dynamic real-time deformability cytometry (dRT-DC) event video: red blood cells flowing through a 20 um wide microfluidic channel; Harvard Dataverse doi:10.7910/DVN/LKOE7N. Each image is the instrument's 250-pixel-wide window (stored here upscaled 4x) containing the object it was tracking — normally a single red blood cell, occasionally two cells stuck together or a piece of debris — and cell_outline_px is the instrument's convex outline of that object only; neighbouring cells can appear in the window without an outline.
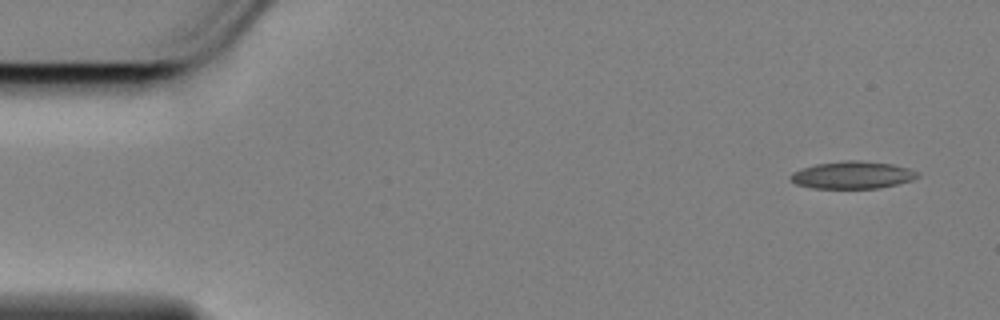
{"species": "Egyptian fruit bat (a non-hibernating species)", "species_latin": "Rousettus aegyptiacus", "temperature_condition": "cold", "stored_images_in_passage": 55, "camera_frame_rate_fps": 3000, "um_per_image_px": 0.085, "animal": {"sex": "female"}, "frame": {"image": 1, "passage_image": 1, "time_ms": 0.0, "image_size_px": [1000, 320], "cell_outline_px": [[920, 176], [912, 180], [880, 188], [812, 188], [796, 184], [792, 180], [792, 172], [816, 164], [844, 160], [856, 160], [892, 164], [908, 168], [916, 172]], "centroid_in_image_um": [72.47, 14.88], "position_along_channel_um": 12.5, "area_um2": 20.0}}
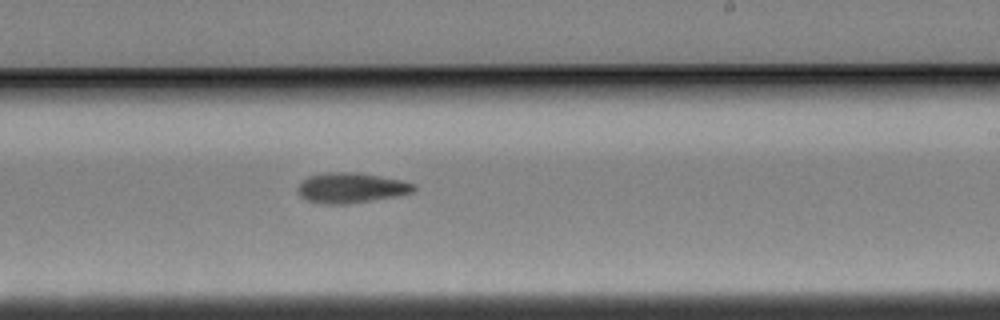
{"frame": {"image": 2, "passage_image": 32, "time_ms": 10.333, "image_size_px": [1000, 320], "cell_outline_px": [[416, 188], [412, 192], [396, 196], [348, 204], [324, 204], [308, 200], [300, 196], [296, 188], [308, 176], [328, 172], [356, 172], [380, 176], [400, 180], [416, 184]], "centroid_in_image_um": [29.84, 15.96], "position_along_channel_um": 259.2, "area_um2": 20.35}}
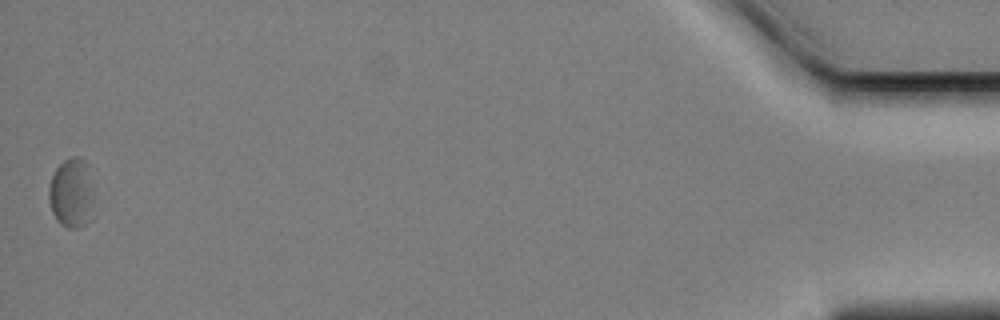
{"frame": {"image": 3, "passage_image": 55, "time_ms": 18.0, "image_size_px": [1000, 320], "cell_outline_px": [[92, 200], [84, 224], [76, 228], [68, 228], [60, 224], [56, 220], [52, 212], [48, 200], [48, 188], [52, 176], [56, 168], [64, 160], [72, 156], [80, 156], [88, 164], [92, 192]], "centroid_in_image_um": [6.02, 16.35], "position_along_channel_um": 429.2, "area_um2": 17.92}, "authors_computed_cell_mechanics": {"area_um2": 19.8254, "velocity_mm_per_s": 3.4177, "shape_relaxation_time_tau1_ms": 7.5081, "shape_relaxation_time_tau2_ms": 5.7326, "deformation_change_tau1": 0.1202, "deformation_change_tau2": 0.1095}}